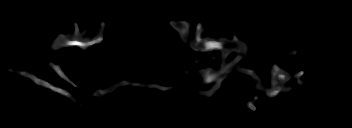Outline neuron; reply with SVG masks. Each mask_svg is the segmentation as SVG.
Instances as JSON below:
<instances>
[{"instance_id":"neuron-1","label":"neuron","mask_w":352,"mask_h":128,"mask_svg":"<svg viewBox=\"0 0 352 128\" xmlns=\"http://www.w3.org/2000/svg\"><path fill=\"white\" fill-rule=\"evenodd\" d=\"M105 22L100 23V33L98 35H96L92 40H90L89 38H85V39H81L80 38V34L84 35L85 32L87 31L84 30L83 33L79 32L78 29V25L76 22L73 23L74 27H75V32H74V36L72 38H70V35H64V34H59L58 37L56 38V40L54 41V44L52 45V48L54 49H60L66 46H77L79 48L85 49L89 46H92L93 44L96 43H100L103 40V31H104V27H105ZM171 25V27L174 28V30L178 31L180 33V37L183 39V41L185 42V44H188L189 46H191L195 51H201V52H208V51H215V50H220L222 52L221 54V61H222V66L221 69L218 71H213L211 69H206V72L204 73H200V75H202L203 77V82L205 84L211 83L214 80L218 79V76H220L221 74H223L225 71L228 72H232V71H237L240 70L241 73L243 74H247L249 76H251L254 81L256 83H258V86H260L262 84L261 79H259L256 74L254 73V71L248 70L244 67H241L240 69H237V64L238 62L241 60V56L240 54L243 52H246L247 45L245 43H243L242 41L238 40L236 38V35H233V39L229 40V39H225V38H221V39H214L211 37H207L205 39H202L200 37V34L202 32H204V29L201 26V23H199L196 26V39L195 41H188V37L189 35V27H190V22L189 21H171L169 23ZM231 52H236L238 54V56L236 57V59H234V61L231 62L230 65L226 64V59L227 56L231 53ZM297 52L291 51L288 52L289 55H294ZM56 73L63 78L64 80H66L69 84H71L72 86L76 87V84L71 81L70 78H68L62 71L61 67L59 65H54L52 62H50ZM235 65V67H231ZM1 71H5V72H12V69L8 70V69H4L0 67ZM13 72L18 73L22 76L31 78L37 85H42L45 86L47 88H50L51 90H53L54 92L57 93H61L62 95L68 97L69 99H71L73 102L79 104L80 106H82V102H78L73 96H71L67 91L62 90L59 87L53 86L51 84H49L48 82L41 80L39 78H37L35 75L30 74L28 72L25 71H18V70H13ZM271 73V86L272 89L270 90H265L263 88L260 87V89H262V91H264L267 95L268 98L270 97H275L277 96L280 92H287V90H293L292 87H289L287 89L284 88L283 84L287 81H289L292 77L294 78H299L301 77L305 71H300L299 73L295 74L294 76H291L289 73H287L286 71L280 69L277 67V65H273L272 71ZM227 75L223 76V78L218 79V81L216 82V84L212 87V90L207 91L206 94L211 95L213 91H217L220 87L221 82L224 79H227ZM124 85H132V86H140V87H147V88H156V89H160V90H169V87H162L160 85L157 84H139V83H131L129 81H120L114 85H112L111 87H109L108 89L105 90H101L98 89L96 90V93H93L90 96V100L92 99H96L100 96H104L114 90H116L118 87L120 86H124ZM254 102L250 101L247 103V106L251 109V110H256V108L254 107Z\"/></svg>"}]
</instances>
